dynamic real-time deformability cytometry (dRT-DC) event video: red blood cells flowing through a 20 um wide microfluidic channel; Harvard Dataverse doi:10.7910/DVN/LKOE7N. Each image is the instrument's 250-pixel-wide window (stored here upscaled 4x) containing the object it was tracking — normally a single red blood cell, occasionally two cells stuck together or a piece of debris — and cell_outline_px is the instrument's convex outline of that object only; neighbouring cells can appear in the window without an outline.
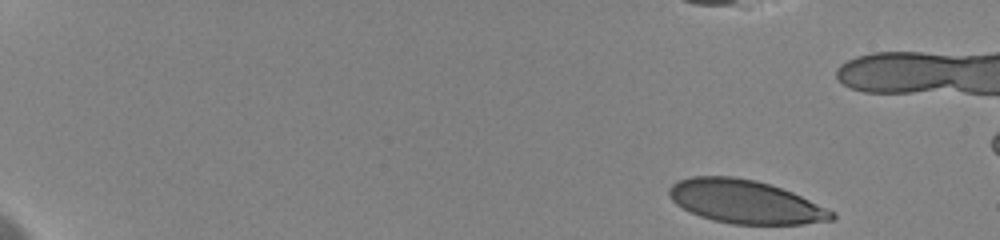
{"species": "human", "species_latin": "Homo sapiens", "temperature_condition": "cold", "stored_images_in_passage": 32, "camera_frame_rate_fps": 3000, "um_per_image_px": 0.085, "donor": {"sex": "female"}, "frame": {"image": 1, "passage_image": 1, "time_ms": 0.0, "image_size_px": [1000, 240], "cell_outline_px": [[836, 216], [832, 220], [804, 224], [732, 224], [712, 220], [700, 216], [676, 204], [668, 196], [668, 188], [676, 180], [692, 176], [732, 176], [756, 180], [792, 192], [836, 212]], "centroid_in_image_um": [63.33, 17.14], "position_along_channel_um": 21.7, "area_um2": 41.15}}